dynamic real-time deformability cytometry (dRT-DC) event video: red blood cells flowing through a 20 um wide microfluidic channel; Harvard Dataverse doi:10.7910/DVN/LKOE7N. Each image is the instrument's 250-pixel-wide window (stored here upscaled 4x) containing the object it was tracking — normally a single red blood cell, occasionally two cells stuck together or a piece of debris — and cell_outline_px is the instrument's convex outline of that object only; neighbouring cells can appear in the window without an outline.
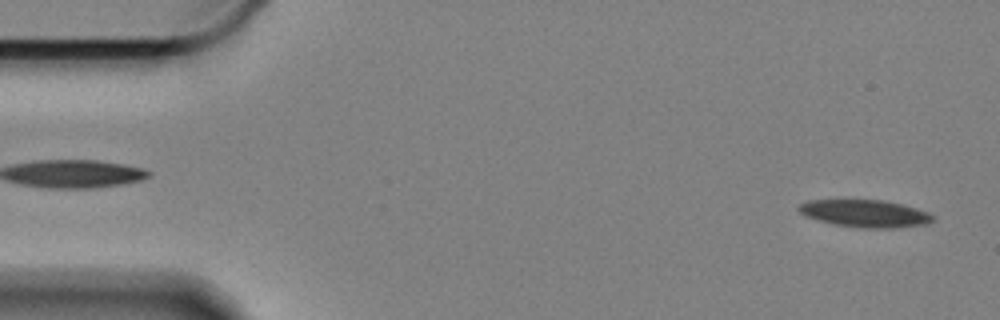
{"species": "Egyptian fruit bat (a non-hibernating species)", "species_latin": "Rousettus aegyptiacus", "temperature_condition": "cold", "stored_images_in_passage": 5, "camera_frame_rate_fps": 3000, "um_per_image_px": 0.085, "animal": {"sex": "female"}, "frame": {"image": 1, "passage_image": 2, "time_ms": 0.333, "image_size_px": [1000, 320], "cell_outline_px": [[936, 216], [928, 224], [892, 228], [860, 228], [836, 224], [816, 220], [804, 216], [796, 208], [800, 204], [808, 200], [884, 200], [916, 208], [928, 212]], "centroid_in_image_um": [73.52, 18.15], "position_along_channel_um": 11.5, "area_um2": 21.44}}